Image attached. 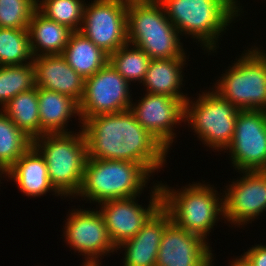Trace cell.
<instances>
[{
	"label": "cell",
	"instance_id": "obj_1",
	"mask_svg": "<svg viewBox=\"0 0 266 266\" xmlns=\"http://www.w3.org/2000/svg\"><path fill=\"white\" fill-rule=\"evenodd\" d=\"M82 130L88 158L136 162L151 175L167 163L169 151L137 122L130 109L89 117L82 122Z\"/></svg>",
	"mask_w": 266,
	"mask_h": 266
},
{
	"label": "cell",
	"instance_id": "obj_2",
	"mask_svg": "<svg viewBox=\"0 0 266 266\" xmlns=\"http://www.w3.org/2000/svg\"><path fill=\"white\" fill-rule=\"evenodd\" d=\"M158 1L179 34L185 37L188 35V38H193V42L196 39L202 50L210 52L208 55L216 53L220 37L228 31L227 27L230 28L229 25L244 13L238 0Z\"/></svg>",
	"mask_w": 266,
	"mask_h": 266
},
{
	"label": "cell",
	"instance_id": "obj_3",
	"mask_svg": "<svg viewBox=\"0 0 266 266\" xmlns=\"http://www.w3.org/2000/svg\"><path fill=\"white\" fill-rule=\"evenodd\" d=\"M127 38L151 59L187 57L179 31L158 0H128Z\"/></svg>",
	"mask_w": 266,
	"mask_h": 266
},
{
	"label": "cell",
	"instance_id": "obj_4",
	"mask_svg": "<svg viewBox=\"0 0 266 266\" xmlns=\"http://www.w3.org/2000/svg\"><path fill=\"white\" fill-rule=\"evenodd\" d=\"M159 185L162 206L171 215V220L186 231L208 241L207 236L217 225L220 216L221 219L224 218L223 191L219 193L208 182H192L177 191L160 181Z\"/></svg>",
	"mask_w": 266,
	"mask_h": 266
},
{
	"label": "cell",
	"instance_id": "obj_5",
	"mask_svg": "<svg viewBox=\"0 0 266 266\" xmlns=\"http://www.w3.org/2000/svg\"><path fill=\"white\" fill-rule=\"evenodd\" d=\"M79 129L75 133H46L32 141L45 160L50 184L62 198L74 199L82 185L88 151L82 126Z\"/></svg>",
	"mask_w": 266,
	"mask_h": 266
},
{
	"label": "cell",
	"instance_id": "obj_6",
	"mask_svg": "<svg viewBox=\"0 0 266 266\" xmlns=\"http://www.w3.org/2000/svg\"><path fill=\"white\" fill-rule=\"evenodd\" d=\"M151 176L136 162L87 158L82 185L74 198L82 197L81 200L100 204L112 199L140 196Z\"/></svg>",
	"mask_w": 266,
	"mask_h": 266
},
{
	"label": "cell",
	"instance_id": "obj_7",
	"mask_svg": "<svg viewBox=\"0 0 266 266\" xmlns=\"http://www.w3.org/2000/svg\"><path fill=\"white\" fill-rule=\"evenodd\" d=\"M261 48L244 50L213 85L239 110L266 111V51Z\"/></svg>",
	"mask_w": 266,
	"mask_h": 266
},
{
	"label": "cell",
	"instance_id": "obj_8",
	"mask_svg": "<svg viewBox=\"0 0 266 266\" xmlns=\"http://www.w3.org/2000/svg\"><path fill=\"white\" fill-rule=\"evenodd\" d=\"M197 94V99L189 97L185 102L184 124L197 134L196 137L209 149L225 151L234 136L236 119L239 113L231 102L210 88ZM191 98V99H190Z\"/></svg>",
	"mask_w": 266,
	"mask_h": 266
},
{
	"label": "cell",
	"instance_id": "obj_9",
	"mask_svg": "<svg viewBox=\"0 0 266 266\" xmlns=\"http://www.w3.org/2000/svg\"><path fill=\"white\" fill-rule=\"evenodd\" d=\"M127 5L128 0L89 1L79 31L110 56L128 43Z\"/></svg>",
	"mask_w": 266,
	"mask_h": 266
},
{
	"label": "cell",
	"instance_id": "obj_10",
	"mask_svg": "<svg viewBox=\"0 0 266 266\" xmlns=\"http://www.w3.org/2000/svg\"><path fill=\"white\" fill-rule=\"evenodd\" d=\"M97 209L69 210L63 226L64 241L75 253L84 256L82 264H101V257L118 252Z\"/></svg>",
	"mask_w": 266,
	"mask_h": 266
},
{
	"label": "cell",
	"instance_id": "obj_11",
	"mask_svg": "<svg viewBox=\"0 0 266 266\" xmlns=\"http://www.w3.org/2000/svg\"><path fill=\"white\" fill-rule=\"evenodd\" d=\"M130 85L108 61L102 69L85 79L83 97L79 102L81 122L98 114L130 109L133 101Z\"/></svg>",
	"mask_w": 266,
	"mask_h": 266
},
{
	"label": "cell",
	"instance_id": "obj_12",
	"mask_svg": "<svg viewBox=\"0 0 266 266\" xmlns=\"http://www.w3.org/2000/svg\"><path fill=\"white\" fill-rule=\"evenodd\" d=\"M224 152H229L237 172L266 171V111L240 110L234 136Z\"/></svg>",
	"mask_w": 266,
	"mask_h": 266
},
{
	"label": "cell",
	"instance_id": "obj_13",
	"mask_svg": "<svg viewBox=\"0 0 266 266\" xmlns=\"http://www.w3.org/2000/svg\"><path fill=\"white\" fill-rule=\"evenodd\" d=\"M223 190L225 222L243 228L266 212V171H239ZM240 178V179H238ZM226 219V220H225Z\"/></svg>",
	"mask_w": 266,
	"mask_h": 266
},
{
	"label": "cell",
	"instance_id": "obj_14",
	"mask_svg": "<svg viewBox=\"0 0 266 266\" xmlns=\"http://www.w3.org/2000/svg\"><path fill=\"white\" fill-rule=\"evenodd\" d=\"M153 184L149 203L146 207L138 203L137 197L118 198L98 204L111 242L117 248L133 238L149 217L162 205L159 182Z\"/></svg>",
	"mask_w": 266,
	"mask_h": 266
},
{
	"label": "cell",
	"instance_id": "obj_15",
	"mask_svg": "<svg viewBox=\"0 0 266 266\" xmlns=\"http://www.w3.org/2000/svg\"><path fill=\"white\" fill-rule=\"evenodd\" d=\"M144 94L141 100L131 102L130 110L137 122L169 151L176 140L174 128L184 122L187 99L147 92Z\"/></svg>",
	"mask_w": 266,
	"mask_h": 266
},
{
	"label": "cell",
	"instance_id": "obj_16",
	"mask_svg": "<svg viewBox=\"0 0 266 266\" xmlns=\"http://www.w3.org/2000/svg\"><path fill=\"white\" fill-rule=\"evenodd\" d=\"M211 249L207 240L171 221L162 235L156 266H214Z\"/></svg>",
	"mask_w": 266,
	"mask_h": 266
},
{
	"label": "cell",
	"instance_id": "obj_17",
	"mask_svg": "<svg viewBox=\"0 0 266 266\" xmlns=\"http://www.w3.org/2000/svg\"><path fill=\"white\" fill-rule=\"evenodd\" d=\"M171 215L161 205L133 237L121 243L116 250H125L123 266H156L158 249Z\"/></svg>",
	"mask_w": 266,
	"mask_h": 266
},
{
	"label": "cell",
	"instance_id": "obj_18",
	"mask_svg": "<svg viewBox=\"0 0 266 266\" xmlns=\"http://www.w3.org/2000/svg\"><path fill=\"white\" fill-rule=\"evenodd\" d=\"M35 84L73 98L78 104L83 97L85 79L70 67L62 54L33 57Z\"/></svg>",
	"mask_w": 266,
	"mask_h": 266
},
{
	"label": "cell",
	"instance_id": "obj_19",
	"mask_svg": "<svg viewBox=\"0 0 266 266\" xmlns=\"http://www.w3.org/2000/svg\"><path fill=\"white\" fill-rule=\"evenodd\" d=\"M14 180L27 197H40L47 192L62 197L50 184L47 165L40 153L31 146L3 175Z\"/></svg>",
	"mask_w": 266,
	"mask_h": 266
},
{
	"label": "cell",
	"instance_id": "obj_20",
	"mask_svg": "<svg viewBox=\"0 0 266 266\" xmlns=\"http://www.w3.org/2000/svg\"><path fill=\"white\" fill-rule=\"evenodd\" d=\"M38 106L40 116V137L46 133H70L68 123L77 118L82 126L79 104L71 97L38 87Z\"/></svg>",
	"mask_w": 266,
	"mask_h": 266
},
{
	"label": "cell",
	"instance_id": "obj_21",
	"mask_svg": "<svg viewBox=\"0 0 266 266\" xmlns=\"http://www.w3.org/2000/svg\"><path fill=\"white\" fill-rule=\"evenodd\" d=\"M186 59L180 57L173 59H151L142 85L145 91L151 94L167 95L178 99H188L183 93L184 71ZM185 94V95H184Z\"/></svg>",
	"mask_w": 266,
	"mask_h": 266
},
{
	"label": "cell",
	"instance_id": "obj_22",
	"mask_svg": "<svg viewBox=\"0 0 266 266\" xmlns=\"http://www.w3.org/2000/svg\"><path fill=\"white\" fill-rule=\"evenodd\" d=\"M72 32L68 27L46 18L36 9L28 25L33 57L62 54Z\"/></svg>",
	"mask_w": 266,
	"mask_h": 266
},
{
	"label": "cell",
	"instance_id": "obj_23",
	"mask_svg": "<svg viewBox=\"0 0 266 266\" xmlns=\"http://www.w3.org/2000/svg\"><path fill=\"white\" fill-rule=\"evenodd\" d=\"M62 55L84 79L93 76L109 61V56L80 31L72 32Z\"/></svg>",
	"mask_w": 266,
	"mask_h": 266
},
{
	"label": "cell",
	"instance_id": "obj_24",
	"mask_svg": "<svg viewBox=\"0 0 266 266\" xmlns=\"http://www.w3.org/2000/svg\"><path fill=\"white\" fill-rule=\"evenodd\" d=\"M38 87L22 92L0 108L32 141L40 137Z\"/></svg>",
	"mask_w": 266,
	"mask_h": 266
},
{
	"label": "cell",
	"instance_id": "obj_25",
	"mask_svg": "<svg viewBox=\"0 0 266 266\" xmlns=\"http://www.w3.org/2000/svg\"><path fill=\"white\" fill-rule=\"evenodd\" d=\"M32 146L26 136L0 109V177Z\"/></svg>",
	"mask_w": 266,
	"mask_h": 266
},
{
	"label": "cell",
	"instance_id": "obj_26",
	"mask_svg": "<svg viewBox=\"0 0 266 266\" xmlns=\"http://www.w3.org/2000/svg\"><path fill=\"white\" fill-rule=\"evenodd\" d=\"M109 62L130 84H141L148 70L151 58L142 49L125 44L109 56Z\"/></svg>",
	"mask_w": 266,
	"mask_h": 266
},
{
	"label": "cell",
	"instance_id": "obj_27",
	"mask_svg": "<svg viewBox=\"0 0 266 266\" xmlns=\"http://www.w3.org/2000/svg\"><path fill=\"white\" fill-rule=\"evenodd\" d=\"M32 61L28 29L0 27V66L23 65Z\"/></svg>",
	"mask_w": 266,
	"mask_h": 266
},
{
	"label": "cell",
	"instance_id": "obj_28",
	"mask_svg": "<svg viewBox=\"0 0 266 266\" xmlns=\"http://www.w3.org/2000/svg\"><path fill=\"white\" fill-rule=\"evenodd\" d=\"M36 87L33 62L23 65L0 66V107L19 93Z\"/></svg>",
	"mask_w": 266,
	"mask_h": 266
},
{
	"label": "cell",
	"instance_id": "obj_29",
	"mask_svg": "<svg viewBox=\"0 0 266 266\" xmlns=\"http://www.w3.org/2000/svg\"><path fill=\"white\" fill-rule=\"evenodd\" d=\"M85 4V0H37L36 9L74 32L81 28Z\"/></svg>",
	"mask_w": 266,
	"mask_h": 266
},
{
	"label": "cell",
	"instance_id": "obj_30",
	"mask_svg": "<svg viewBox=\"0 0 266 266\" xmlns=\"http://www.w3.org/2000/svg\"><path fill=\"white\" fill-rule=\"evenodd\" d=\"M37 0H0V27L28 29Z\"/></svg>",
	"mask_w": 266,
	"mask_h": 266
},
{
	"label": "cell",
	"instance_id": "obj_31",
	"mask_svg": "<svg viewBox=\"0 0 266 266\" xmlns=\"http://www.w3.org/2000/svg\"><path fill=\"white\" fill-rule=\"evenodd\" d=\"M252 266H266V245H252L242 255Z\"/></svg>",
	"mask_w": 266,
	"mask_h": 266
},
{
	"label": "cell",
	"instance_id": "obj_32",
	"mask_svg": "<svg viewBox=\"0 0 266 266\" xmlns=\"http://www.w3.org/2000/svg\"><path fill=\"white\" fill-rule=\"evenodd\" d=\"M231 262V263H230ZM229 262L230 266H252L243 256H237Z\"/></svg>",
	"mask_w": 266,
	"mask_h": 266
},
{
	"label": "cell",
	"instance_id": "obj_33",
	"mask_svg": "<svg viewBox=\"0 0 266 266\" xmlns=\"http://www.w3.org/2000/svg\"><path fill=\"white\" fill-rule=\"evenodd\" d=\"M81 266H101V264H81Z\"/></svg>",
	"mask_w": 266,
	"mask_h": 266
}]
</instances>
